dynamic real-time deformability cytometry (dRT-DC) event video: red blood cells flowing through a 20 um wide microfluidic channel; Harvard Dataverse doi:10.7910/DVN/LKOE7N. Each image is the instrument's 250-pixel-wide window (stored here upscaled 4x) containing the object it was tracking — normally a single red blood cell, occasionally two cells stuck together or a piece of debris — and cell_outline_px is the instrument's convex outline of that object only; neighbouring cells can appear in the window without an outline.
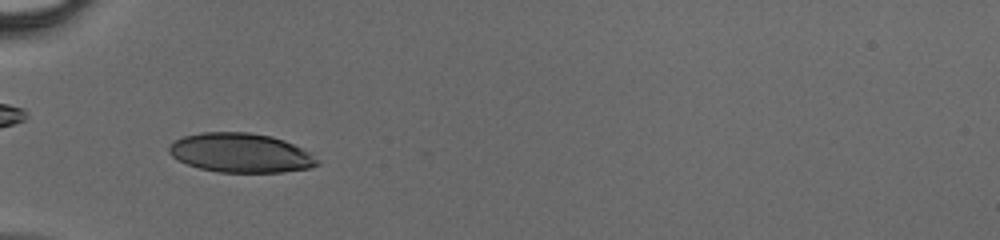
{"species": "human", "species_latin": "Homo sapiens", "temperature_condition": "cold", "stored_images_in_passage": 37, "camera_frame_rate_fps": 3000, "um_per_image_px": 0.085, "donor": {"sex": "male"}, "frame": {"image": 1, "passage_image": 7, "time_ms": 2.0, "image_size_px": [1000, 240], "cell_outline_px": [[320, 164], [308, 168], [280, 172], [216, 172], [200, 168], [188, 164], [172, 156], [168, 152], [168, 148], [172, 140], [184, 136], [200, 132], [248, 132], [272, 136], [284, 140], [308, 152], [320, 160]], "centroid_in_image_um": [20.43, 12.98], "position_along_channel_um": 64.6, "area_um2": 33.87}}
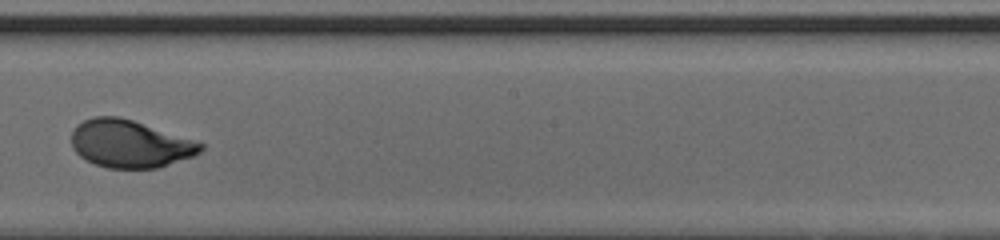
{"frame": {"image": 2, "passage_image": 19, "time_ms": 6.0, "image_size_px": [1000, 240], "cell_outline_px": [[204, 148], [200, 152], [192, 156], [160, 168], [108, 168], [96, 164], [80, 156], [72, 148], [72, 132], [76, 124], [92, 116], [120, 116], [204, 144]], "centroid_in_image_um": [11.0, 12.22], "position_along_channel_um": 237.2, "area_um2": 35.55}}
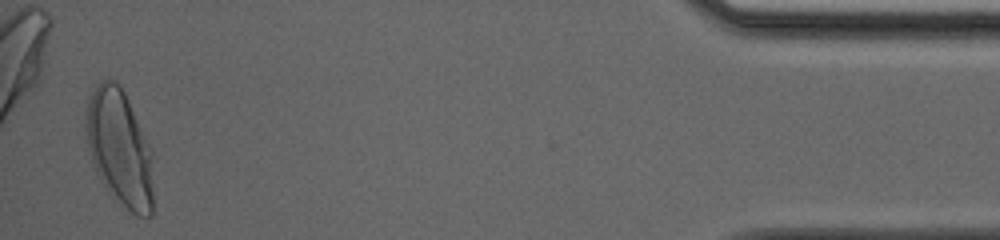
{"frame": {"image": 3, "passage_image": 36, "time_ms": 11.667, "image_size_px": [1000, 240], "cell_outline_px": [[152, 216], [136, 216], [108, 192], [96, 172], [92, 160], [88, 144], [84, 120], [88, 104], [92, 92], [96, 84], [100, 80], [108, 76], [120, 84], [124, 92], [152, 152]], "centroid_in_image_um": [10.15, 12.56], "position_along_channel_um": 425.0, "area_um2": 45.37}}